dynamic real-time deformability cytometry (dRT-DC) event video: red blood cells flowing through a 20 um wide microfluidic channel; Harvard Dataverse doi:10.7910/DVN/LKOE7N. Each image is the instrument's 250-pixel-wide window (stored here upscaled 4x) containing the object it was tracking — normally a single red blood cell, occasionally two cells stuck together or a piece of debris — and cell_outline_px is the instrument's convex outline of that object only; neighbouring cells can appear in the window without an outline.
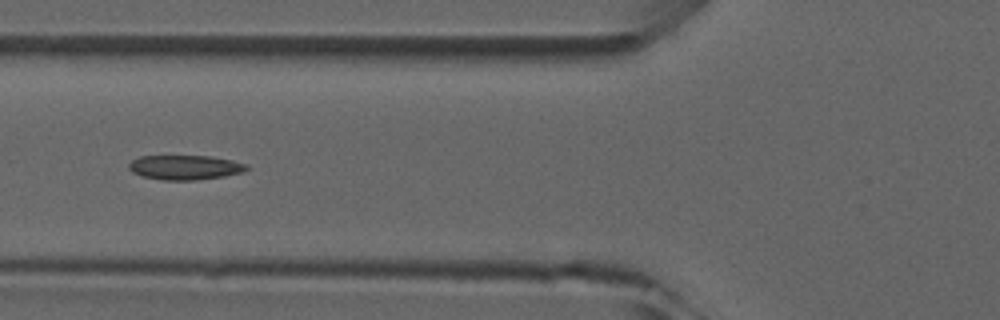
{"species": "common noctule bat (a hibernating species)", "species_latin": "Nyctalus noctula", "temperature_condition": "room temperature", "stored_images_in_passage": 4, "camera_frame_rate_fps": 3000, "um_per_image_px": 0.085, "animal": {"sex": "male", "forearm_length_mm": 52.5}, "frame": {"image": 1, "passage_image": 4, "time_ms": 4.0, "image_size_px": [1000, 320], "cell_outline_px": [[248, 168], [244, 172], [224, 176], [196, 180], [164, 180], [144, 176], [132, 172], [128, 168], [128, 164], [132, 160], [140, 156], [212, 156], [232, 160], [248, 164]], "centroid_in_image_um": [15.75, 14.22], "position_along_channel_um": 110.1, "area_um2": 16.88}}